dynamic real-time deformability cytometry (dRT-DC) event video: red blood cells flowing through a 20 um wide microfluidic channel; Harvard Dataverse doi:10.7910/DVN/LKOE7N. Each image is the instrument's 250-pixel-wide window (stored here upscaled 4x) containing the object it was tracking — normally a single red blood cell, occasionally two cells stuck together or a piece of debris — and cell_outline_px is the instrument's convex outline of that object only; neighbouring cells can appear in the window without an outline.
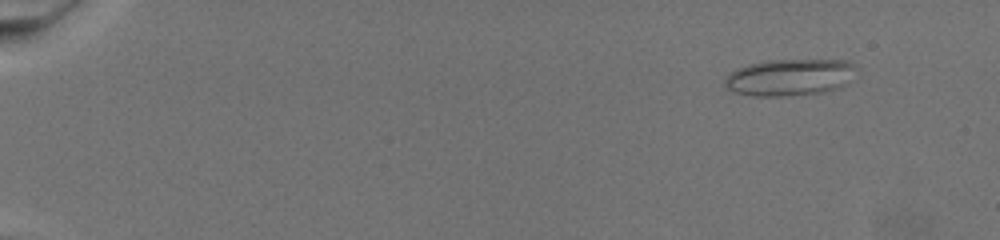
{"species": "common noctule bat (a hibernating species)", "species_latin": "Nyctalus noctula", "temperature_condition": "warm", "stored_images_in_passage": 66, "camera_frame_rate_fps": 3000, "um_per_image_px": 0.085, "animal": {"sex": "female", "body_mass_g": 19.5, "forearm_length_mm": 54.1}, "frame": {"image": 1, "passage_image": 1, "time_ms": 0.0, "image_size_px": [1000, 240], "cell_outline_px": [[860, 68], [848, 84], [840, 88], [824, 92], [784, 96], [752, 96], [732, 92], [724, 84], [724, 80], [732, 72], [748, 64], [768, 60], [848, 60]], "centroid_in_image_um": [67.21, 6.57], "position_along_channel_um": 17.8, "area_um2": 28.55}}
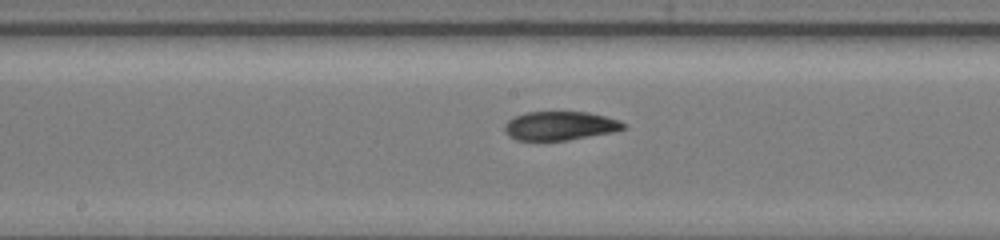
{"frame": {"image": 2, "passage_image": 35, "time_ms": 11.333, "image_size_px": [1000, 240], "cell_outline_px": [[628, 128], [612, 132], [568, 140], [516, 140], [508, 136], [504, 132], [504, 124], [508, 120], [524, 112], [588, 112], [620, 120]], "centroid_in_image_um": [47.58, 10.69], "position_along_channel_um": 200.6, "area_um2": 20.0}}
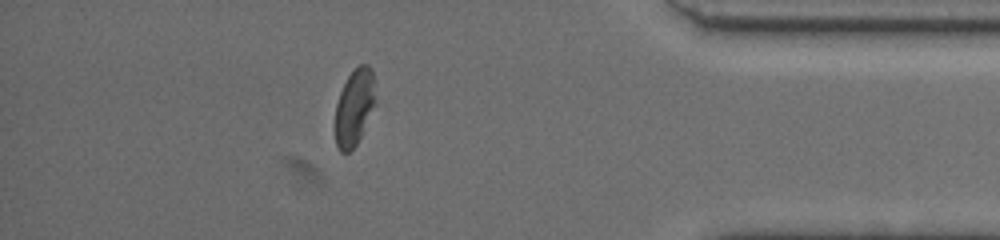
{"frame": {"image": 3, "passage_image": 58, "time_ms": 19.0, "image_size_px": [1000, 240], "cell_outline_px": [[376, 104], [356, 144], [348, 152], [340, 152], [336, 144], [336, 104], [340, 92], [348, 76], [360, 64], [368, 64], [372, 68]], "centroid_in_image_um": [30.14, 9.09], "position_along_channel_um": 405.1, "area_um2": 17.69}}